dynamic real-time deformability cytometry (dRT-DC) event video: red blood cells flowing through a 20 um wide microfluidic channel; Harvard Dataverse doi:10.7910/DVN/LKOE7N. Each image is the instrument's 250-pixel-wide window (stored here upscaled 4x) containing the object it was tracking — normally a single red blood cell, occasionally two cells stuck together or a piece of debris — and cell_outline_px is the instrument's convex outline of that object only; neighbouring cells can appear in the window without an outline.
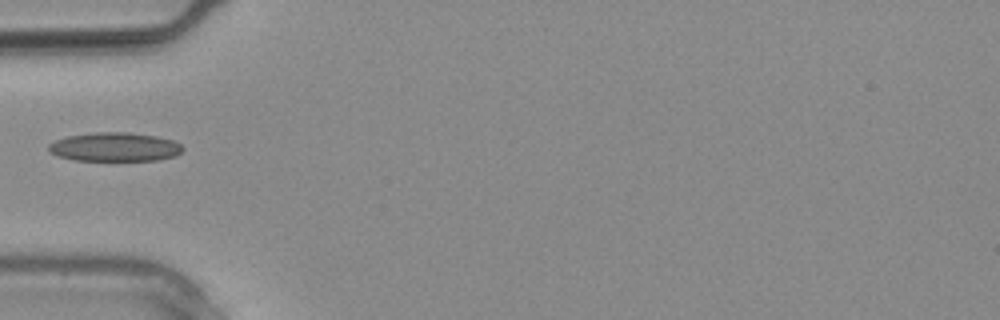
{"species": "common noctule bat (a hibernating species)", "species_latin": "Nyctalus noctula", "temperature_condition": "warm", "stored_images_in_passage": 1, "camera_frame_rate_fps": 3000, "um_per_image_px": 0.085, "animal": {"sex": "male", "body_mass_g": 20.4}, "frame": {"image": 1, "passage_image": 1, "time_ms": 0.0, "image_size_px": [1000, 320], "cell_outline_px": [[184, 148], [176, 156], [156, 160], [76, 160], [56, 156], [48, 152], [48, 144], [56, 140], [68, 136], [96, 132], [128, 132], [156, 136], [172, 140], [180, 144]], "centroid_in_image_um": [9.73, 12.49], "position_along_channel_um": 75.3, "area_um2": 22.54}}